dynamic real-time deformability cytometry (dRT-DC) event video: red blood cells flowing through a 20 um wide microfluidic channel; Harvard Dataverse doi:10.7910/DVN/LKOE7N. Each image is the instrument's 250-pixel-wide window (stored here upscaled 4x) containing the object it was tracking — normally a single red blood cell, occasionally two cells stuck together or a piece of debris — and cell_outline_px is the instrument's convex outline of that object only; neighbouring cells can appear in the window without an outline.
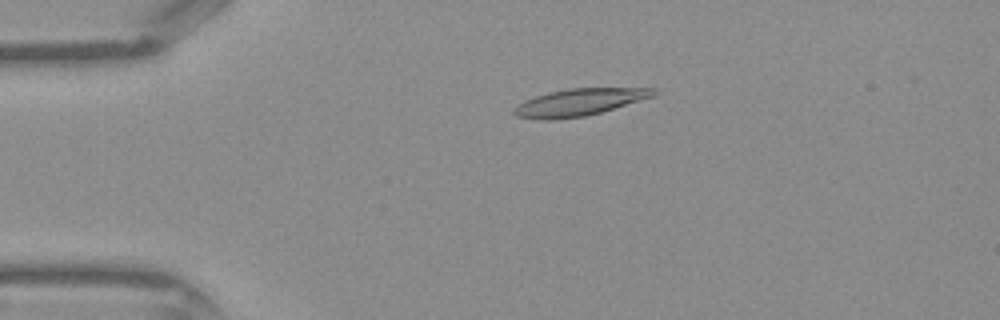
{"species": "Egyptian fruit bat (a non-hibernating species)", "species_latin": "Rousettus aegyptiacus", "temperature_condition": "warm", "stored_images_in_passage": 42, "camera_frame_rate_fps": 3000, "um_per_image_px": 0.085, "frame": {"image": 1, "passage_image": 9, "time_ms": 2.667, "image_size_px": [1000, 320], "cell_outline_px": [[656, 96], [600, 112], [584, 116], [552, 120], [540, 120], [516, 116], [512, 112], [512, 108], [516, 104], [524, 100], [548, 92], [568, 88], [656, 88]], "centroid_in_image_um": [49.19, 8.69], "position_along_channel_um": 35.8, "area_um2": 22.14}}
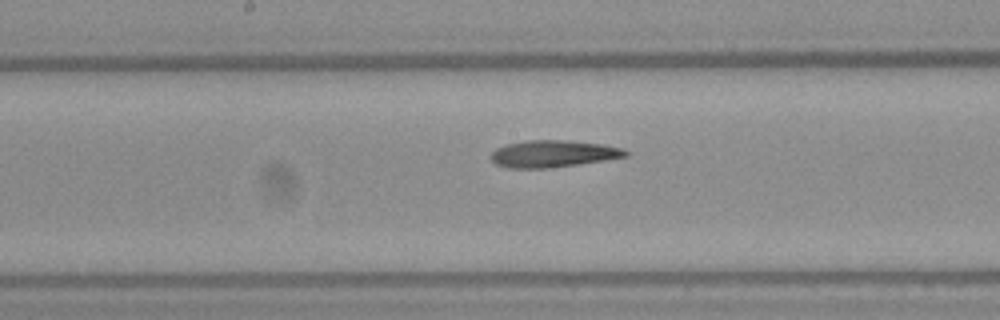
{"frame": {"image": 2, "passage_image": 22, "time_ms": 7.0, "image_size_px": [1000, 320], "cell_outline_px": [[628, 156], [604, 160], [548, 168], [508, 168], [496, 164], [488, 156], [496, 148], [504, 144], [524, 140], [568, 140], [604, 144], [624, 148], [628, 152]], "centroid_in_image_um": [46.98, 13.05], "position_along_channel_um": 201.2, "area_um2": 21.33}}
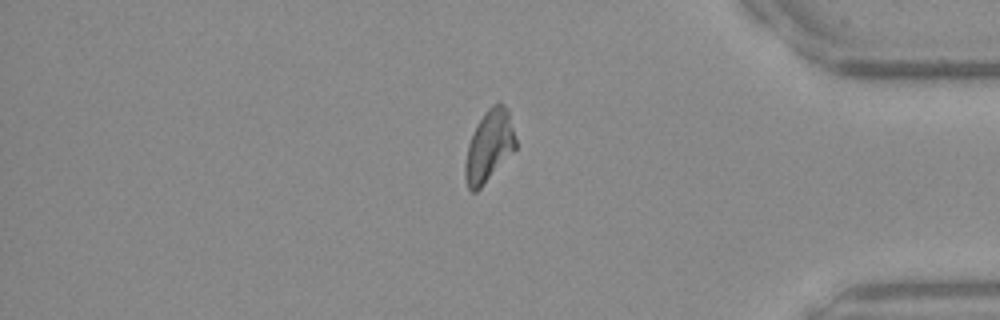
{"frame": {"image": 3, "passage_image": 36, "time_ms": 11.667, "image_size_px": [1000, 320], "cell_outline_px": [[516, 148], [480, 188], [476, 192], [472, 192], [468, 188], [464, 176], [464, 164], [468, 144], [484, 112], [492, 104], [500, 100], [508, 108], [516, 140]], "centroid_in_image_um": [41.57, 12.39], "position_along_channel_um": 393.6, "area_um2": 20.92}}